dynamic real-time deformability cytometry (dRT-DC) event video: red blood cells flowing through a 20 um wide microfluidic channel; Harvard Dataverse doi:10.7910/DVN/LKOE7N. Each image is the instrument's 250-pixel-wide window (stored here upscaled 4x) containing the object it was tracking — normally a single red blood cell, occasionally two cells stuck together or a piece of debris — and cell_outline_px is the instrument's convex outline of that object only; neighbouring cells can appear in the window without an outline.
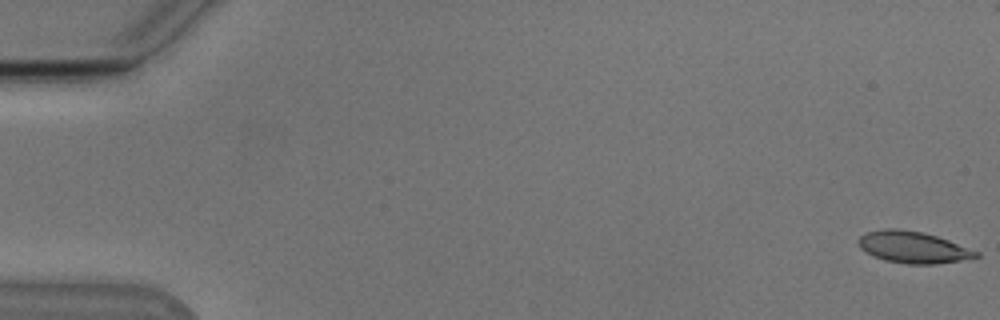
{"species": "Egyptian fruit bat (a non-hibernating species)", "species_latin": "Rousettus aegyptiacus", "temperature_condition": "cold", "stored_images_in_passage": 15, "camera_frame_rate_fps": 3000, "um_per_image_px": 0.085, "animal": {"sex": "male"}, "frame": {"image": 1, "passage_image": 1, "time_ms": 0.0, "image_size_px": [1000, 320], "cell_outline_px": [[980, 256], [960, 260], [936, 264], [908, 264], [884, 260], [872, 256], [864, 252], [860, 248], [856, 240], [860, 236], [868, 232], [884, 228], [896, 228], [920, 232], [936, 236], [948, 240], [980, 252]], "centroid_in_image_um": [77.56, 21.02], "position_along_channel_um": 7.4, "area_um2": 21.68}}